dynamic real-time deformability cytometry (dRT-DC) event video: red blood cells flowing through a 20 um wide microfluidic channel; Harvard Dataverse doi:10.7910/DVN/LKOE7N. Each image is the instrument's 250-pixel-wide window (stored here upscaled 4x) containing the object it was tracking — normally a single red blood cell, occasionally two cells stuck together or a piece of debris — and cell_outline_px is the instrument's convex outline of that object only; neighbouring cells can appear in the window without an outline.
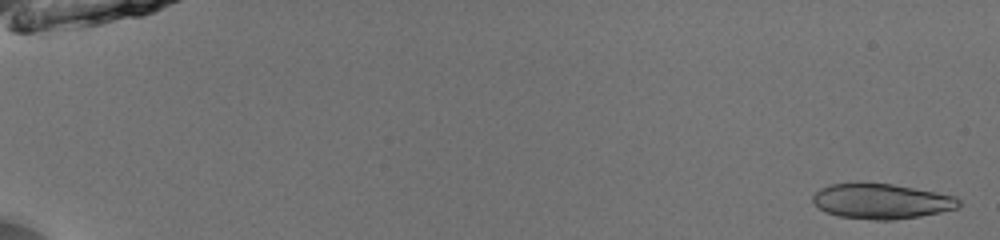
{"species": "common noctule bat (a hibernating species)", "species_latin": "Nyctalus noctula", "temperature_condition": "room temperature", "stored_images_in_passage": 53, "segment_of_instrument_passage": [1, 2], "camera_frame_rate_fps": 3000, "um_per_image_px": 0.085, "animal": {"sex": "male", "body_mass_g": 13.0, "forearm_length_mm": 53.1}, "frame": {"image": 1, "passage_image": 2, "time_ms": 0.333, "image_size_px": [1000, 240], "cell_outline_px": [[960, 204], [956, 208], [940, 212], [920, 216], [892, 220], [876, 220], [840, 216], [824, 212], [812, 200], [812, 196], [820, 188], [828, 184], [892, 184], [936, 192], [956, 196], [960, 200]], "centroid_in_image_um": [74.93, 17.11], "position_along_channel_um": 10.1, "area_um2": 29.54}}